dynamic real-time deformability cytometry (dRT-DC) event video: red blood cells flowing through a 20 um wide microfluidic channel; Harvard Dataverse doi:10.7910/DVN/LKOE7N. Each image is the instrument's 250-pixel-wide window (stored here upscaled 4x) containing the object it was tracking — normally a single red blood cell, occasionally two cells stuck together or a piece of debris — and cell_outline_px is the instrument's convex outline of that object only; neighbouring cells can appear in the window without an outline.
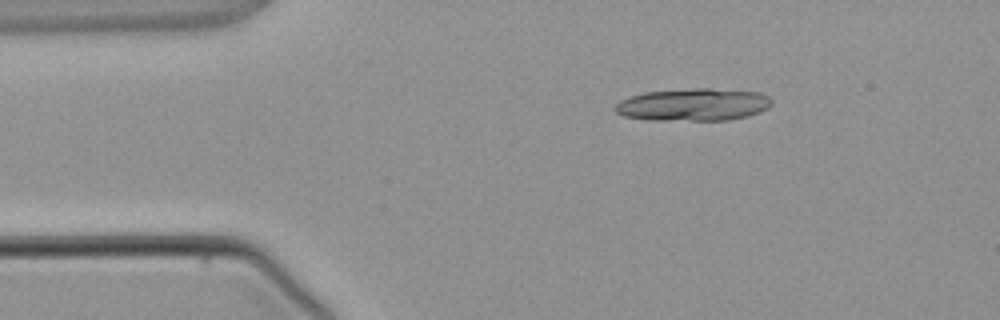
{"species": "common noctule bat (a hibernating species)", "species_latin": "Nyctalus noctula", "temperature_condition": "warm", "stored_images_in_passage": 4, "segment_of_instrument_passage": [1, 2], "camera_frame_rate_fps": 3000, "um_per_image_px": 0.085, "animal": {"sex": "male", "body_mass_g": 21.5, "forearm_length_mm": 52.0}, "frame": {"image": 1, "passage_image": 2, "time_ms": 1.0, "image_size_px": [1000, 320], "cell_outline_px": [[772, 104], [768, 108], [760, 112], [748, 116], [728, 120], [648, 120], [624, 116], [616, 112], [612, 108], [620, 100], [644, 92], [696, 88], [708, 88], [760, 92], [768, 96], [772, 100]], "centroid_in_image_um": [58.94, 8.9], "position_along_channel_um": 26.1, "area_um2": 29.77}}